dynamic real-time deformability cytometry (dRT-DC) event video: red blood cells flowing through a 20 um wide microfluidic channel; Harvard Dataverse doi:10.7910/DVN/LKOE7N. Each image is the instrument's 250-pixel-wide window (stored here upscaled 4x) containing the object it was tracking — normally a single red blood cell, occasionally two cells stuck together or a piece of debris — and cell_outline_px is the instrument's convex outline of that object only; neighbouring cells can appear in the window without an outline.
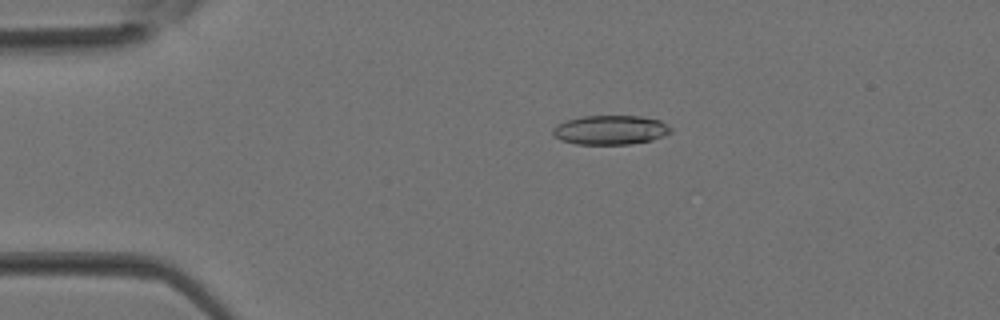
{"species": "Egyptian fruit bat (a non-hibernating species)", "species_latin": "Rousettus aegyptiacus", "temperature_condition": "room temperature", "stored_images_in_passage": 18, "camera_frame_rate_fps": 3000, "um_per_image_px": 0.085, "animal": {"sex": "female"}, "frame": {"image": 1, "passage_image": 4, "time_ms": 1.0, "image_size_px": [1000, 320], "cell_outline_px": [[672, 132], [664, 136], [652, 140], [632, 144], [576, 144], [560, 140], [552, 136], [552, 128], [556, 124], [580, 116], [640, 116], [660, 120], [672, 128]], "centroid_in_image_um": [51.87, 11.05], "position_along_channel_um": 33.1, "area_um2": 20.35}}
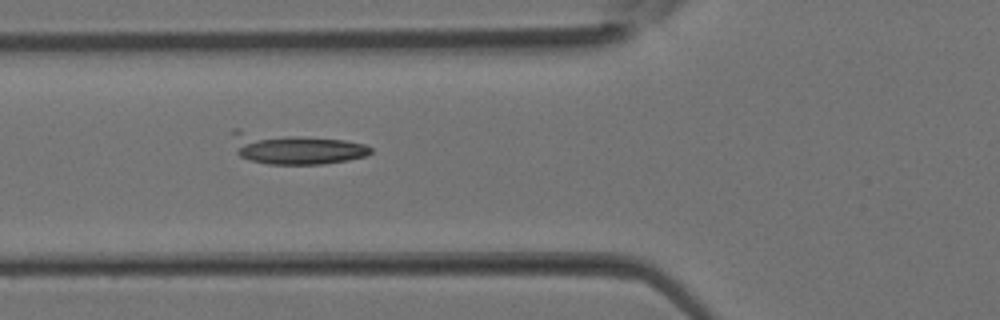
{"frame": {"image": 2, "passage_image": 10, "time_ms": 3.0, "image_size_px": [1000, 320], "cell_outline_px": [[372, 152], [364, 156], [348, 160], [320, 164], [268, 164], [252, 160], [240, 156], [236, 152], [232, 132], [232, 128], [240, 128], [344, 140], [364, 144], [372, 148]], "centroid_in_image_um": [25.01, 12.58], "position_along_channel_um": 100.8, "area_um2": 25.49}}
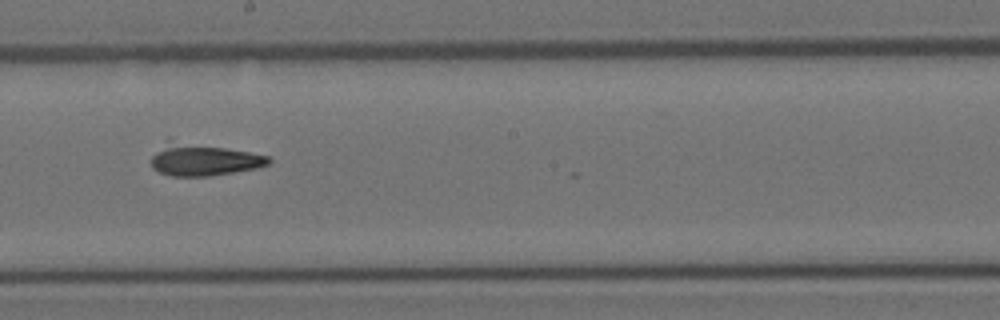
{"frame": {"image": 3, "passage_image": 17, "time_ms": 5.333, "image_size_px": [1000, 320], "cell_outline_px": [[272, 160], [268, 164], [256, 168], [208, 176], [172, 176], [160, 172], [152, 168], [152, 156], [156, 152], [168, 148], [224, 148], [248, 152], [268, 156]], "centroid_in_image_um": [17.46, 13.72], "position_along_channel_um": 230.7, "area_um2": 19.25}}